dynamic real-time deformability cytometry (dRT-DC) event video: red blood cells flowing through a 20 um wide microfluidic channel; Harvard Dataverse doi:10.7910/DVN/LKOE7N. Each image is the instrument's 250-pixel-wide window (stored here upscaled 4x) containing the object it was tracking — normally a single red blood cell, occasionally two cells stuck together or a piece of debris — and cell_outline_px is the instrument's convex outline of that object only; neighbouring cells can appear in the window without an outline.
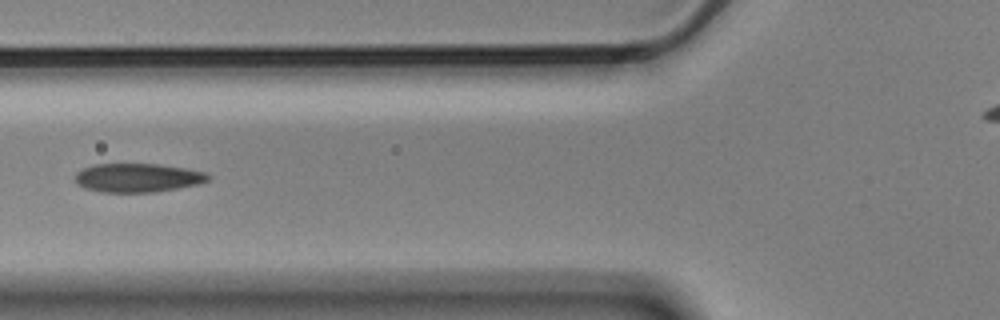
{"species": "Egyptian fruit bat (a non-hibernating species)", "species_latin": "Rousettus aegyptiacus", "temperature_condition": "cold", "stored_images_in_passage": 7, "camera_frame_rate_fps": 3000, "um_per_image_px": 0.085, "animal": {"sex": "male"}, "frame": {"image": 1, "passage_image": 7, "time_ms": 2.0, "image_size_px": [1000, 320], "cell_outline_px": [[208, 180], [196, 184], [176, 188], [152, 192], [100, 192], [84, 188], [76, 184], [76, 172], [84, 168], [96, 164], [156, 164], [184, 168], [204, 172], [208, 176]], "centroid_in_image_um": [11.63, 15.11], "position_along_channel_um": 114.2, "area_um2": 21.96}}